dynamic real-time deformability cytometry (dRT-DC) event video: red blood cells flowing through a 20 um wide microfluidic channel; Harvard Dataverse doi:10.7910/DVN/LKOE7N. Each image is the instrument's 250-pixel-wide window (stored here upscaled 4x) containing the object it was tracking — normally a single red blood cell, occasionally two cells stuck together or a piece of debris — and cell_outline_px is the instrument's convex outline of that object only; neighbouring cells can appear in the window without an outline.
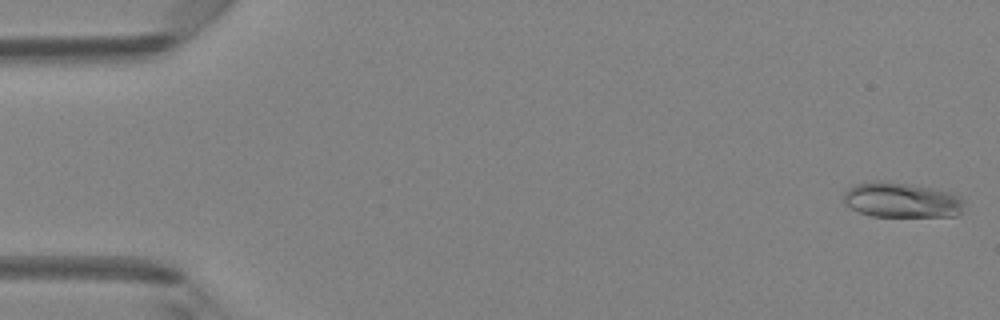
{"species": "Egyptian fruit bat (a non-hibernating species)", "species_latin": "Rousettus aegyptiacus", "temperature_condition": "room temperature", "stored_images_in_passage": 48, "camera_frame_rate_fps": 3000, "um_per_image_px": 0.085, "animal": {"sex": "female"}, "frame": {"image": 1, "passage_image": 1, "time_ms": 0.0, "image_size_px": [1000, 320], "cell_outline_px": [[964, 204], [960, 212], [956, 216], [872, 216], [860, 212], [844, 204], [844, 192], [848, 188], [856, 184], [872, 180], [888, 180], [932, 188], [948, 192], [960, 196], [964, 200]], "centroid_in_image_um": [76.61, 16.99], "position_along_channel_um": 8.4, "area_um2": 24.8}}
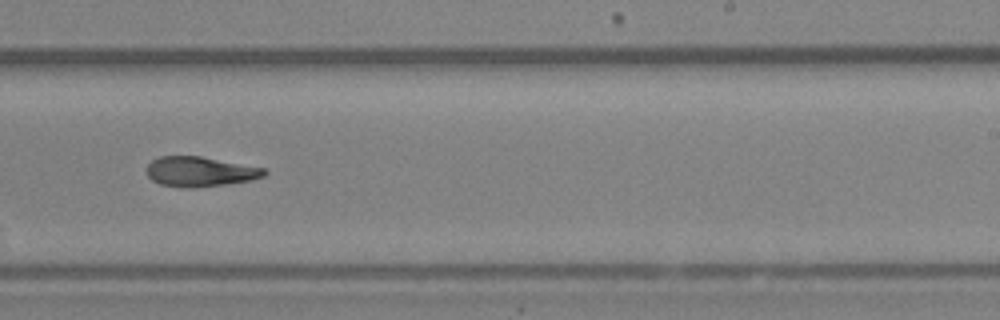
{"frame": {"image": 2, "passage_image": 30, "time_ms": 9.667, "image_size_px": [1000, 320], "cell_outline_px": [[268, 172], [264, 176], [252, 180], [228, 184], [188, 188], [160, 184], [152, 180], [148, 176], [148, 164], [152, 160], [160, 156], [200, 156], [264, 168]], "centroid_in_image_um": [17.02, 14.59], "position_along_channel_um": 272.0, "area_um2": 20.35}}
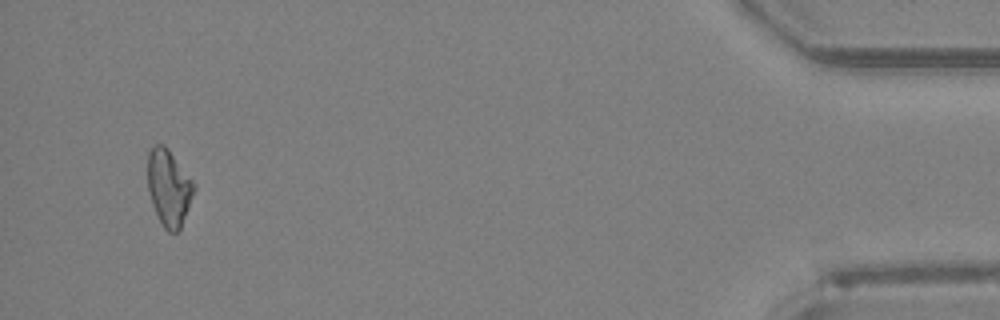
{"frame": {"image": 3, "passage_image": 46, "time_ms": 15.0, "image_size_px": [1000, 320], "cell_outline_px": [[196, 188], [180, 228], [176, 232], [168, 232], [164, 228], [152, 204], [148, 192], [148, 152], [156, 144], [164, 144], [168, 148], [196, 184]], "centroid_in_image_um": [14.36, 15.93], "position_along_channel_um": 420.8, "area_um2": 20.52}}